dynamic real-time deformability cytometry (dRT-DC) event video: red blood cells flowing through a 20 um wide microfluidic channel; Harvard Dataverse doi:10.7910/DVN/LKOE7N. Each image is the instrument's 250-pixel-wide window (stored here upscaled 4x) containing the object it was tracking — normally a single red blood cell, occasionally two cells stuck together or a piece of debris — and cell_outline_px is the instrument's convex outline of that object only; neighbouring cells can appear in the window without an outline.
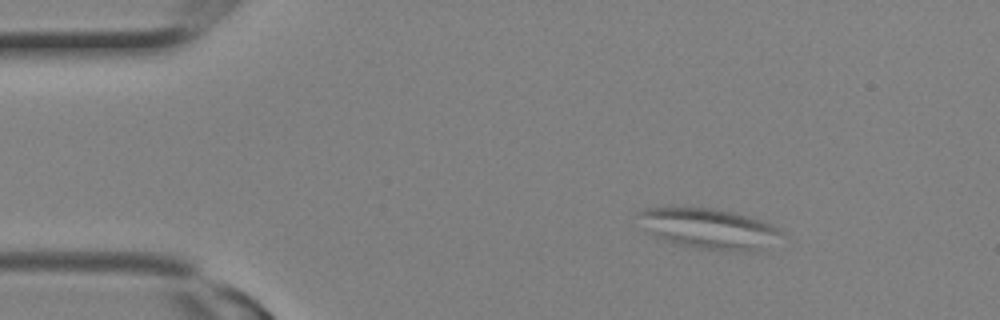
{"species": "Egyptian fruit bat (a non-hibernating species)", "species_latin": "Rousettus aegyptiacus", "temperature_condition": "room temperature", "stored_images_in_passage": 3, "camera_frame_rate_fps": 3000, "um_per_image_px": 0.085, "animal": {"sex": "female"}, "frame": {"image": 1, "passage_image": 2, "time_ms": 0.333, "image_size_px": [1000, 320], "cell_outline_px": [[780, 232], [768, 248], [700, 248], [680, 244], [664, 240], [656, 236], [652, 232], [636, 212], [644, 208], [712, 208], [732, 212], [780, 228]], "centroid_in_image_um": [60.21, 19.39], "position_along_channel_um": 24.8, "area_um2": 31.39}}
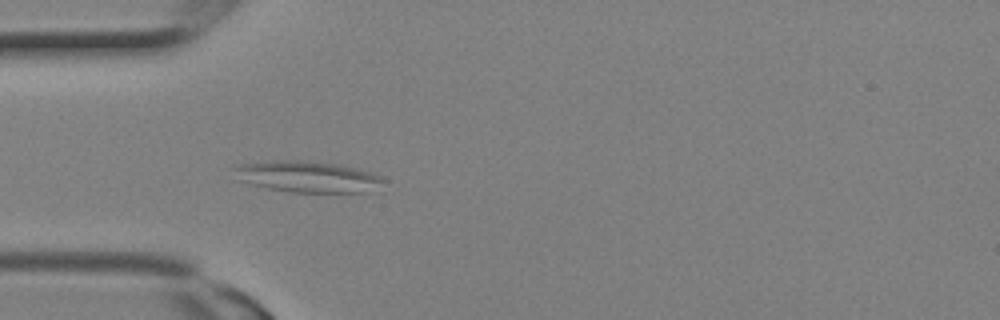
{"frame": {"image": 2, "passage_image": 3, "time_ms": 0.667, "image_size_px": [1000, 320], "cell_outline_px": [[388, 180], [364, 192], [288, 192], [268, 188], [252, 184], [240, 180], [232, 168], [240, 164], [272, 160], [300, 160], [336, 164], [356, 168], [380, 176]], "centroid_in_image_um": [26.09, 15.01], "position_along_channel_um": 58.9, "area_um2": 26.82}}